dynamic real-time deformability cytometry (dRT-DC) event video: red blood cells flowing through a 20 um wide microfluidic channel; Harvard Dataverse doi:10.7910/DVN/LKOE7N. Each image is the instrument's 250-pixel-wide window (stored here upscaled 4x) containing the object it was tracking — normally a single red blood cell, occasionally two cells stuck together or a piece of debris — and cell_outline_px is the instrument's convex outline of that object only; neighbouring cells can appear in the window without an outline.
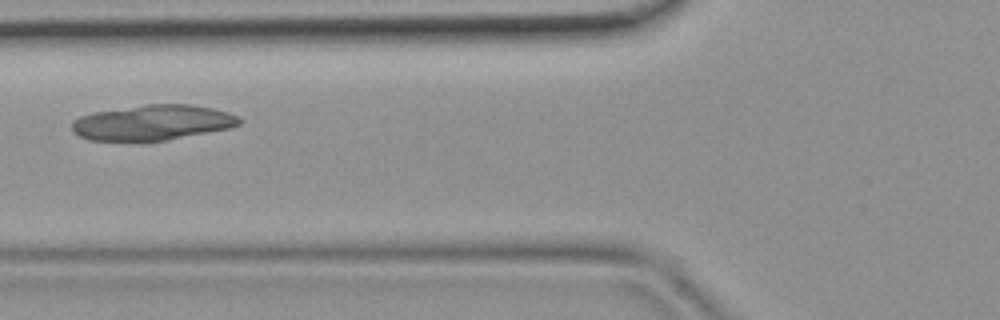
{"species": "common noctule bat (a hibernating species)", "species_latin": "Nyctalus noctula", "temperature_condition": "room temperature", "stored_images_in_passage": 38, "camera_frame_rate_fps": 3000, "um_per_image_px": 0.085, "animal": {"sex": "female", "body_mass_g": 19.9}, "frame": {"image": 1, "passage_image": 11, "time_ms": 3.333, "image_size_px": [1000, 320], "cell_outline_px": [[244, 120], [240, 124], [228, 128], [164, 140], [88, 140], [72, 132], [72, 120], [80, 116], [92, 112], [144, 104], [192, 104], [212, 108], [228, 112]], "centroid_in_image_um": [12.94, 10.4], "position_along_channel_um": 112.9, "area_um2": 34.22}}
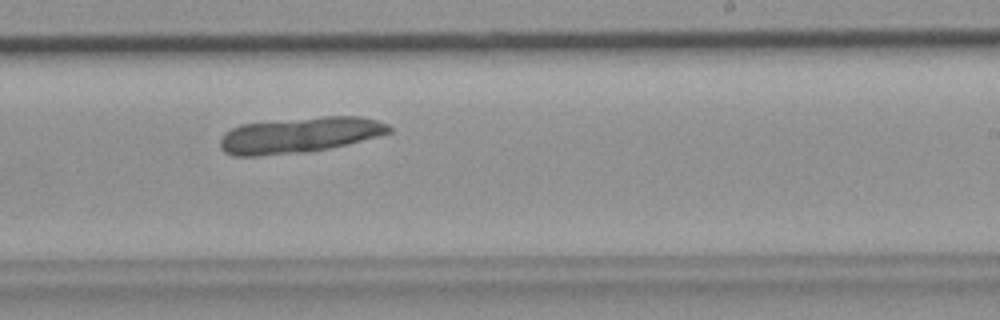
{"frame": {"image": 2, "passage_image": 21, "time_ms": 6.667, "image_size_px": [1000, 320], "cell_outline_px": [[392, 132], [328, 148], [308, 152], [260, 156], [232, 156], [224, 152], [220, 148], [220, 140], [224, 132], [240, 124], [324, 116], [360, 116], [376, 120], [388, 124], [392, 128]], "centroid_in_image_um": [25.4, 11.48], "position_along_channel_um": 263.6, "area_um2": 35.03}}
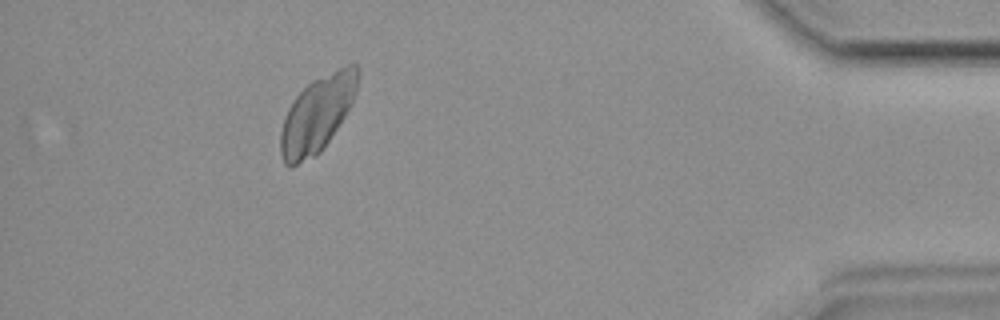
{"frame": {"image": 3, "passage_image": 34, "time_ms": 11.0, "image_size_px": [1000, 320], "cell_outline_px": [[360, 72], [352, 104], [324, 148], [316, 156], [292, 168], [284, 164], [280, 152], [280, 132], [288, 108], [296, 96], [312, 80], [348, 64], [356, 64]], "centroid_in_image_um": [26.95, 9.74], "position_along_channel_um": 408.3, "area_um2": 34.22}}